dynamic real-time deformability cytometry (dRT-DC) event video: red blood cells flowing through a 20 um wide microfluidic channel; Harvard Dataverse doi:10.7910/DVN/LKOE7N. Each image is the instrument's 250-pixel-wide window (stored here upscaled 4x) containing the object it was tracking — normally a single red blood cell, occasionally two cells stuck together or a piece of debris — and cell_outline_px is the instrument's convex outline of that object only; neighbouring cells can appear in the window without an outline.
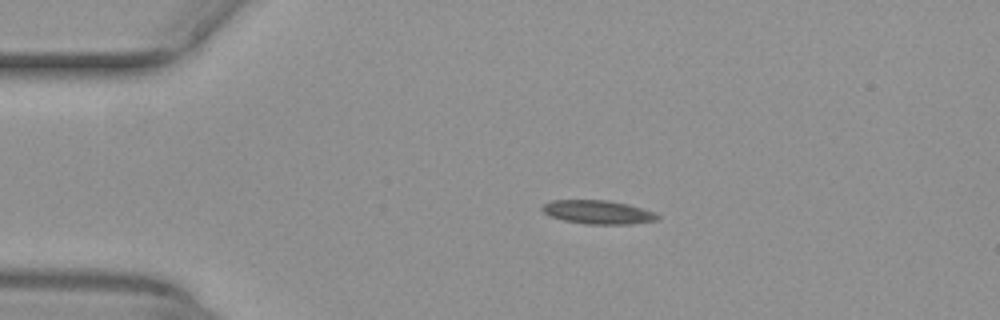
{"species": "common noctule bat (a hibernating species)", "species_latin": "Nyctalus noctula", "temperature_condition": "warm", "stored_images_in_passage": 42, "camera_frame_rate_fps": 3000, "um_per_image_px": 0.085, "animal": {"sex": "female", "body_mass_g": 29.2, "forearm_length_mm": 56.3}, "frame": {"image": 1, "passage_image": 1, "time_ms": 0.0, "image_size_px": [1000, 320], "cell_outline_px": [[660, 216], [656, 220], [632, 224], [584, 224], [564, 220], [552, 216], [544, 212], [540, 208], [544, 204], [552, 200], [608, 200], [628, 204], [656, 212]], "centroid_in_image_um": [50.85, 18.03], "position_along_channel_um": 34.1, "area_um2": 15.9}}
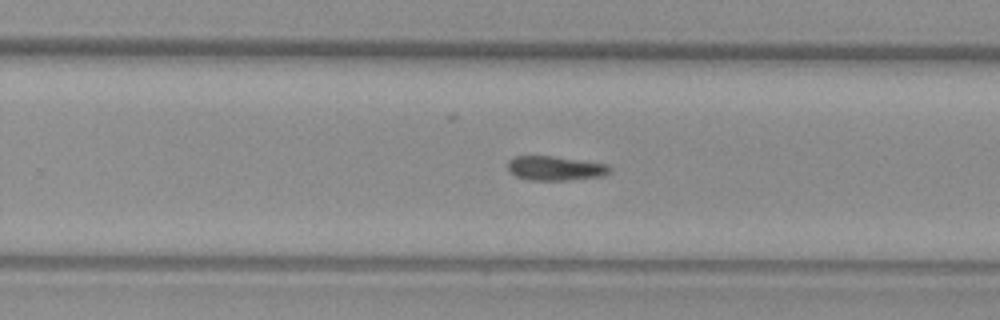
{"frame": {"image": 2, "passage_image": 23, "time_ms": 7.333, "image_size_px": [1000, 320], "cell_outline_px": [[612, 172], [604, 176], [568, 180], [528, 180], [516, 176], [508, 168], [508, 160], [516, 156], [552, 156], [608, 164], [612, 168]], "centroid_in_image_um": [47.25, 14.31], "position_along_channel_um": 282.6, "area_um2": 14.51}}
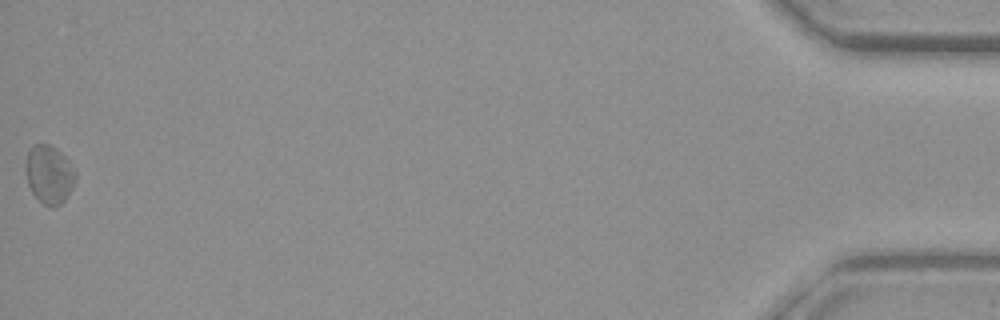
{"frame": {"image": 3, "passage_image": 42, "time_ms": 13.667, "image_size_px": [1000, 320], "cell_outline_px": [[76, 180], [72, 188], [64, 200], [60, 204], [52, 208], [44, 204], [32, 192], [28, 184], [24, 168], [28, 152], [32, 144], [48, 144], [56, 148], [68, 160], [76, 172]], "centroid_in_image_um": [4.17, 14.82], "position_along_channel_um": 431.0, "area_um2": 16.94}}